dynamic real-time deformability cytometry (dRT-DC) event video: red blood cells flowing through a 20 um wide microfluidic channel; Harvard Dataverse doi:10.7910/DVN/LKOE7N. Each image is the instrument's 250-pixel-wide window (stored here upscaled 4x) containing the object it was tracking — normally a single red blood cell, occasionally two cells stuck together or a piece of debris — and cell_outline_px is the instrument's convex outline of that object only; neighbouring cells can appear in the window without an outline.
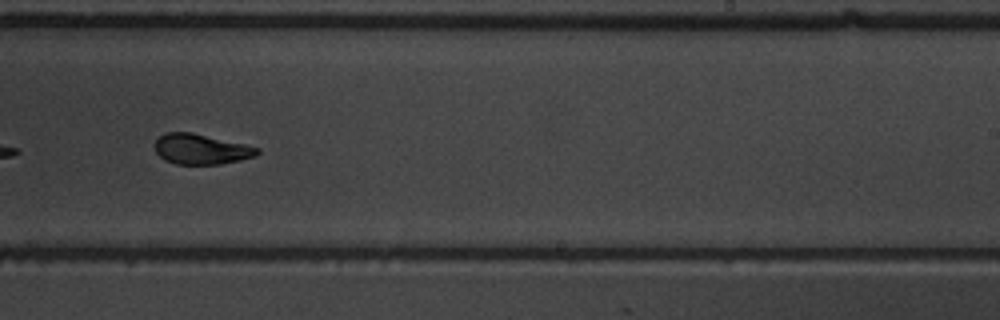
{"species": "common noctule bat (a hibernating species)", "species_latin": "Nyctalus noctula", "temperature_condition": "warm", "stored_images_in_passage": 15, "camera_frame_rate_fps": 3000, "um_per_image_px": 0.085, "animal": {"sex": "male", "body_mass_g": 19.5, "forearm_length_mm": 54.6}, "frame": {"image": 1, "passage_image": 9, "time_ms": 10.333, "image_size_px": [1000, 320], "cell_outline_px": [[260, 152], [256, 156], [240, 160], [220, 164], [176, 164], [164, 160], [156, 152], [152, 144], [164, 132], [192, 132], [244, 144], [260, 148]], "centroid_in_image_um": [17.06, 12.67], "position_along_channel_um": 271.9, "area_um2": 18.21}, "authors_computed_cell_mechanics": {"area_um2": 18.0336, "velocity_mm_per_s": 3.6411, "shape_relaxation_time_tau1_ms": 3.2532, "shape_relaxation_time_tau2_ms": 2.1525, "deformation_change_tau1": 0.1147, "deformation_change_tau2": 0.0545}}